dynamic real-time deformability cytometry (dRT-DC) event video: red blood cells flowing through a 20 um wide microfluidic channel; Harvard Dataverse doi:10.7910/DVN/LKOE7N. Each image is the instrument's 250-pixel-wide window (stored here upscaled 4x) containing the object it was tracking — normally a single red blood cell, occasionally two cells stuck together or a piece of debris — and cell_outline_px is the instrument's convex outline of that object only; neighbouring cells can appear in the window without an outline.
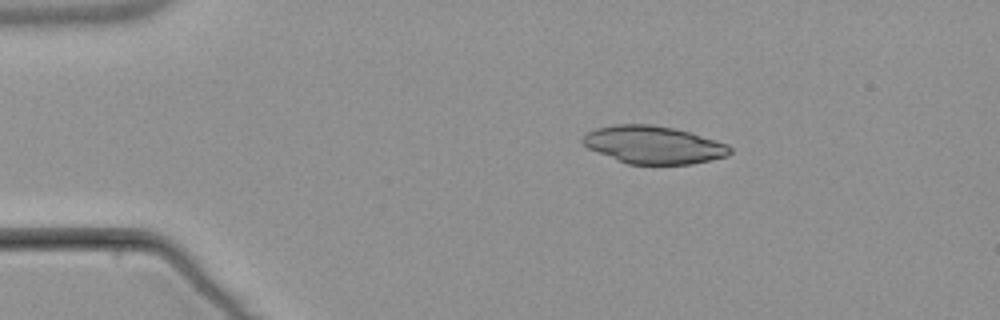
{"species": "common noctule bat (a hibernating species)", "species_latin": "Nyctalus noctula", "temperature_condition": "warm", "stored_images_in_passage": 6, "camera_frame_rate_fps": 3000, "um_per_image_px": 0.085, "animal": {"sex": "male", "body_mass_g": 21.5, "forearm_length_mm": 52.0}, "frame": {"image": 1, "passage_image": 3, "time_ms": 2.667, "image_size_px": [1000, 320], "cell_outline_px": [[732, 152], [728, 156], [712, 160], [692, 164], [628, 164], [588, 148], [580, 140], [588, 132], [596, 128], [616, 124], [652, 124], [672, 128], [688, 132], [716, 140], [728, 144], [732, 148]], "centroid_in_image_um": [55.58, 12.31], "position_along_channel_um": 29.4, "area_um2": 32.25}}